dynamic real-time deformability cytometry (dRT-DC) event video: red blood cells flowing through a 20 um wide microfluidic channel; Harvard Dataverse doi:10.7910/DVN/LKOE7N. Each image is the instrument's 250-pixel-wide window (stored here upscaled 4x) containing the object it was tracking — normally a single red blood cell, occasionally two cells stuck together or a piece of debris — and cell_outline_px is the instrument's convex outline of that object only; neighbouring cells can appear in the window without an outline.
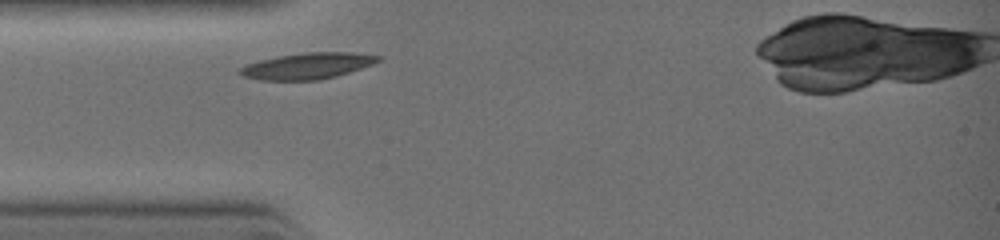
{"species": "common noctule bat (a hibernating species)", "species_latin": "Nyctalus noctula", "temperature_condition": "warm", "stored_images_in_passage": 2, "camera_frame_rate_fps": 3000, "um_per_image_px": 0.085, "animal": {"sex": "female", "body_mass_g": 19.0, "forearm_length_mm": 51.5}, "frame": {"image": 1, "passage_image": 1, "time_ms": 0.0, "image_size_px": [1000, 240], "cell_outline_px": [[384, 56], [380, 60], [372, 64], [336, 76], [316, 80], [260, 80], [244, 76], [236, 72], [240, 68], [248, 64], [260, 60], [276, 56], [308, 52], [348, 52]], "centroid_in_image_um": [26.12, 5.6], "position_along_channel_um": 58.9, "area_um2": 20.92}}